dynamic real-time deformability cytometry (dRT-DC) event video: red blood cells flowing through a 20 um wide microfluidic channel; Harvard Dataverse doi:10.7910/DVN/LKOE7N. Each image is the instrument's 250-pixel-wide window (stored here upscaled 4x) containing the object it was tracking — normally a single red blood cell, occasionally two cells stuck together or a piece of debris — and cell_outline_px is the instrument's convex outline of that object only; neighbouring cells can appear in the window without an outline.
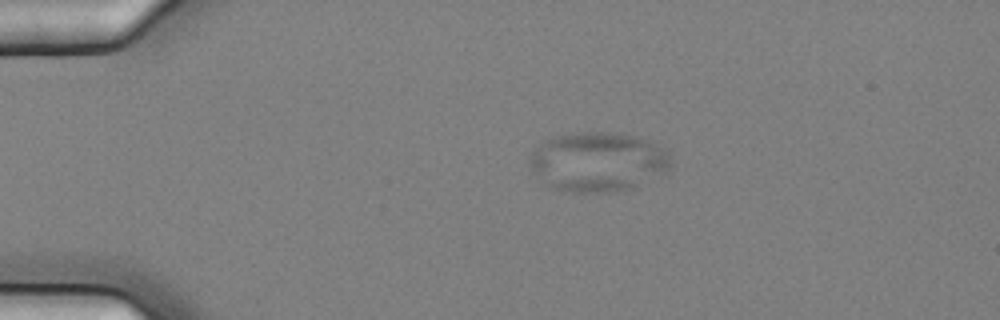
{"species": "common noctule bat (a hibernating species)", "species_latin": "Nyctalus noctula", "temperature_condition": "cold", "stored_images_in_passage": 6, "camera_frame_rate_fps": 3000, "um_per_image_px": 0.085, "animal": {"sex": "female", "body_mass_g": 25.1}, "frame": {"image": 1, "passage_image": 1, "time_ms": 0.0, "image_size_px": [1000, 320], "cell_outline_px": [[672, 164], [668, 172], [636, 188], [608, 192], [564, 192], [552, 188], [544, 184], [532, 172], [528, 164], [528, 160], [532, 152], [544, 140], [556, 136], [580, 132], [604, 132], [636, 136], [648, 140], [656, 144], [668, 152], [672, 156]], "centroid_in_image_um": [50.84, 13.78], "position_along_channel_um": 34.2, "area_um2": 49.77}}
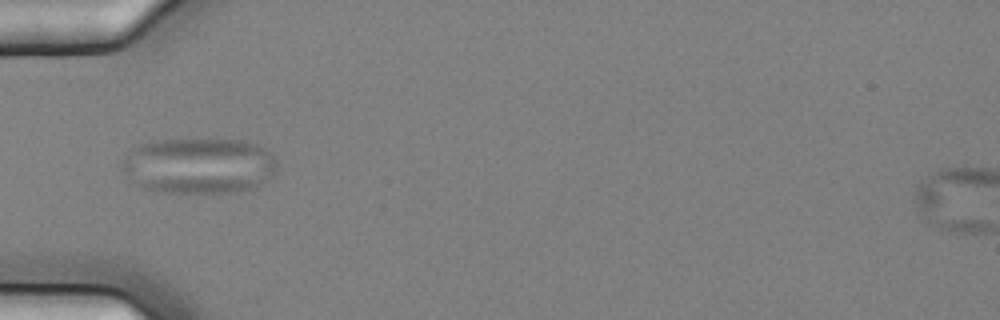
{"frame": {"image": 2, "passage_image": 3, "time_ms": 0.667, "image_size_px": [1000, 320], "cell_outline_px": [[276, 172], [272, 176], [260, 184], [252, 188], [232, 192], [152, 192], [136, 184], [120, 168], [120, 164], [132, 148], [152, 140], [244, 140], [256, 144], [272, 152], [276, 160]], "centroid_in_image_um": [16.9, 14.08], "position_along_channel_um": 68.1, "area_um2": 50.58}}
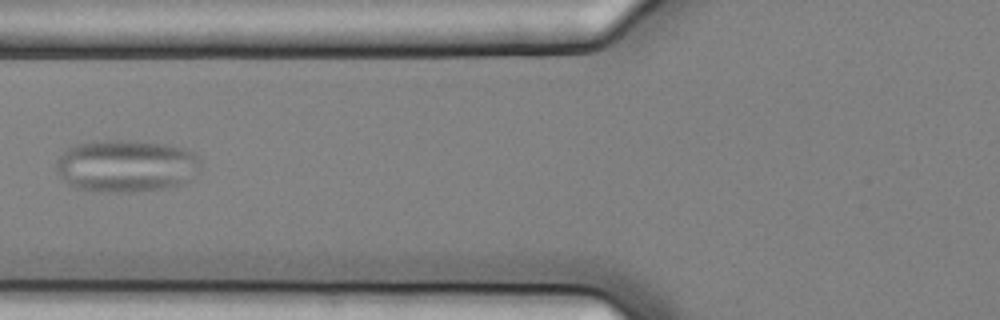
{"frame": {"image": 3, "passage_image": 4, "time_ms": 1.0, "image_size_px": [1000, 320], "cell_outline_px": [[200, 172], [184, 184], [164, 188], [128, 192], [112, 192], [76, 188], [68, 184], [56, 172], [56, 160], [68, 148], [76, 144], [92, 140], [136, 140], [164, 144], [184, 148], [192, 152], [200, 160]], "centroid_in_image_um": [10.74, 14.09], "position_along_channel_um": 115.1, "area_um2": 44.45}}